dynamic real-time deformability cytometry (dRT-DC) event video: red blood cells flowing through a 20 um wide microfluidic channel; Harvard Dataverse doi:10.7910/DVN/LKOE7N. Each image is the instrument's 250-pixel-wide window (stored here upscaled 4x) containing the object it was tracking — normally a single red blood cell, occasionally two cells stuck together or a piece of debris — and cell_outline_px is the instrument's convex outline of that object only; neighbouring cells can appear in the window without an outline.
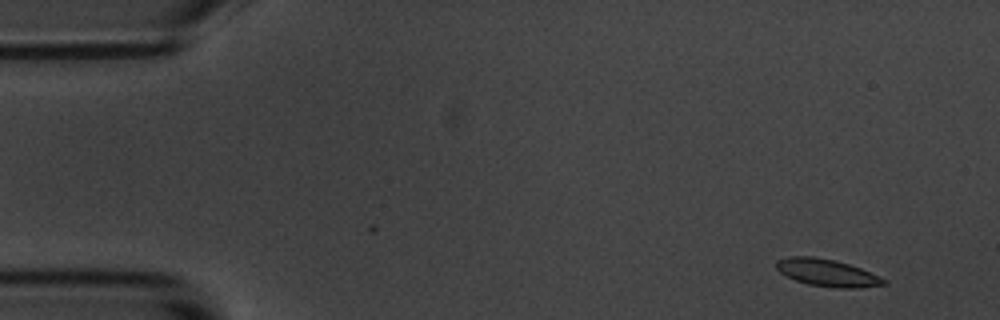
{"species": "common noctule bat (a hibernating species)", "species_latin": "Nyctalus noctula", "temperature_condition": "room temperature", "stored_images_in_passage": 8, "camera_frame_rate_fps": 3000, "um_per_image_px": 0.085, "animal": {"sex": "male", "body_mass_g": 20.1, "forearm_length_mm": 53.5}, "frame": {"image": 1, "passage_image": 1, "time_ms": 0.0, "image_size_px": [1000, 320], "cell_outline_px": [[888, 284], [860, 288], [836, 288], [808, 284], [796, 280], [780, 272], [776, 268], [776, 260], [788, 256], [816, 256], [848, 264], [860, 268], [880, 276]], "centroid_in_image_um": [70.3, 23.18], "position_along_channel_um": 14.7, "area_um2": 16.99}}
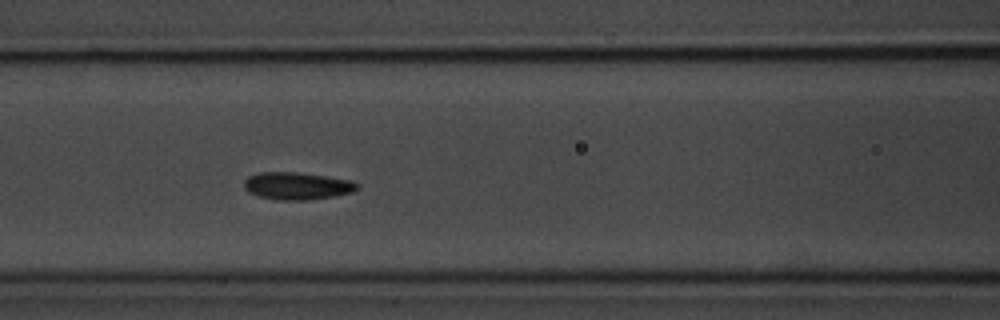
{"frame": {"image": 2, "passage_image": 6, "time_ms": 6.667, "image_size_px": [1000, 320], "cell_outline_px": [[360, 188], [352, 192], [332, 196], [308, 200], [280, 200], [260, 196], [248, 192], [244, 188], [244, 180], [248, 176], [260, 172], [296, 172], [324, 176], [348, 180], [360, 184]], "centroid_in_image_um": [25.23, 15.8], "position_along_channel_um": 141.4, "area_um2": 17.92}}
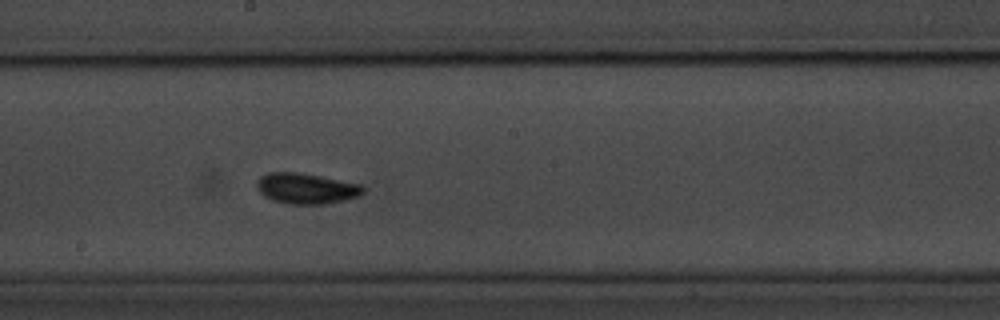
{"frame": {"image": 3, "passage_image": 8, "time_ms": 9.0, "image_size_px": [1000, 320], "cell_outline_px": [[364, 192], [360, 196], [344, 200], [324, 204], [288, 204], [272, 200], [264, 196], [256, 188], [256, 180], [260, 176], [268, 172], [296, 172], [320, 176], [360, 184], [364, 188]], "centroid_in_image_um": [25.99, 16.02], "position_along_channel_um": 222.2, "area_um2": 19.07}}